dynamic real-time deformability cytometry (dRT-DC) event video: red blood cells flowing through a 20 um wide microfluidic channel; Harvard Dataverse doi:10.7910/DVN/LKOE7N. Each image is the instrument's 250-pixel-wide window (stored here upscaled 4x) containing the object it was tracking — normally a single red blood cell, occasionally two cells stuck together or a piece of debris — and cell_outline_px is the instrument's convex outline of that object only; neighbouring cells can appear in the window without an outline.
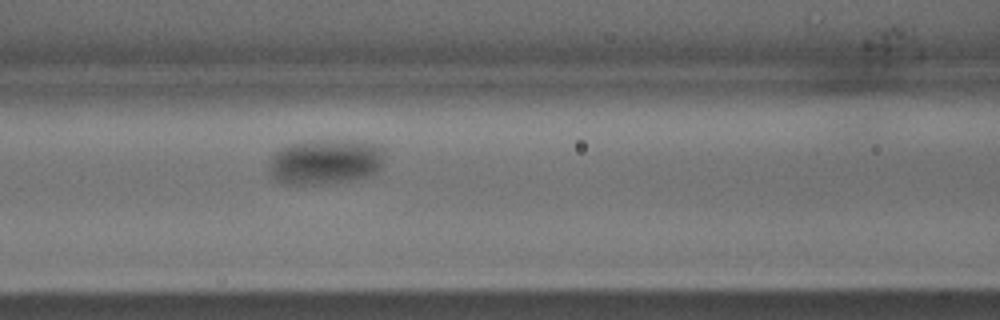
{"species": "common noctule bat (a hibernating species)", "species_latin": "Nyctalus noctula", "temperature_condition": "warm", "stored_images_in_passage": 26, "camera_frame_rate_fps": 3000, "um_per_image_px": 0.085, "animal": {"sex": "male", "body_mass_g": 15.6}, "frame": {"image": 1, "passage_image": 9, "time_ms": 2.667, "image_size_px": [1000, 320], "cell_outline_px": [[384, 164], [376, 172], [364, 176], [348, 180], [312, 184], [292, 184], [280, 180], [272, 176], [272, 160], [276, 152], [292, 144], [368, 144], [380, 148]], "centroid_in_image_um": [27.66, 13.84], "position_along_channel_um": 138.9, "area_um2": 27.51}}
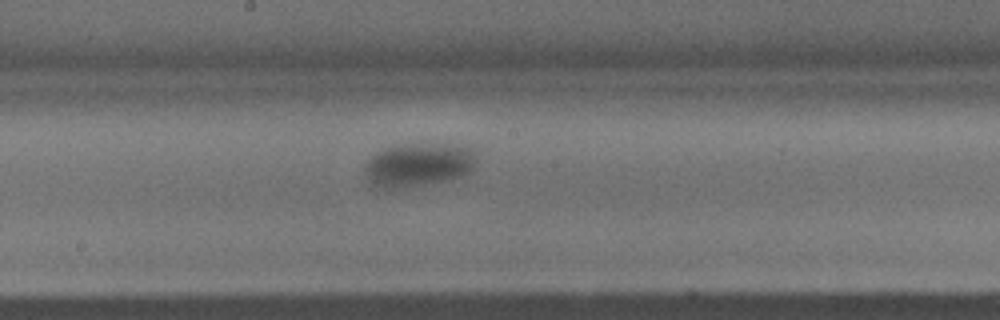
{"frame": {"image": 2, "passage_image": 13, "time_ms": 4.0, "image_size_px": [1000, 320], "cell_outline_px": [[472, 168], [468, 172], [444, 180], [400, 188], [392, 188], [376, 184], [368, 176], [368, 160], [380, 152], [388, 148], [444, 144], [460, 148], [468, 152], [472, 164]], "centroid_in_image_um": [35.51, 14.04], "position_along_channel_um": 212.7, "area_um2": 25.32}}
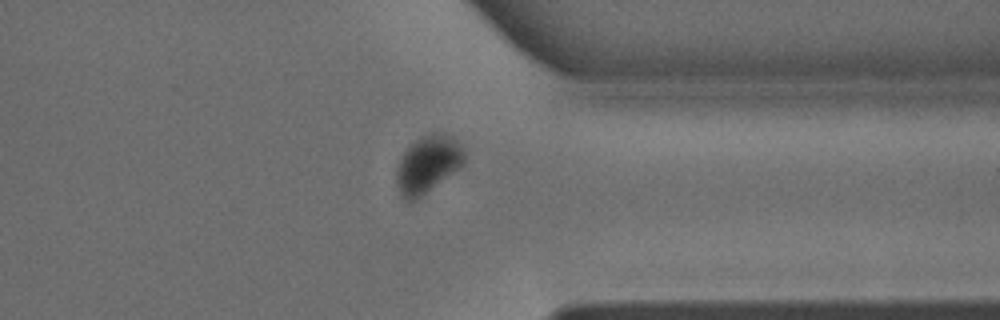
{"frame": {"image": 3, "passage_image": 22, "time_ms": 7.0, "image_size_px": [1000, 320], "cell_outline_px": [[464, 164], [460, 168], [416, 200], [408, 204], [400, 196], [396, 184], [396, 168], [404, 152], [416, 140], [432, 132], [444, 132], [456, 140], [464, 148]], "centroid_in_image_um": [36.36, 14.0], "position_along_channel_um": 375.0, "area_um2": 22.83}}